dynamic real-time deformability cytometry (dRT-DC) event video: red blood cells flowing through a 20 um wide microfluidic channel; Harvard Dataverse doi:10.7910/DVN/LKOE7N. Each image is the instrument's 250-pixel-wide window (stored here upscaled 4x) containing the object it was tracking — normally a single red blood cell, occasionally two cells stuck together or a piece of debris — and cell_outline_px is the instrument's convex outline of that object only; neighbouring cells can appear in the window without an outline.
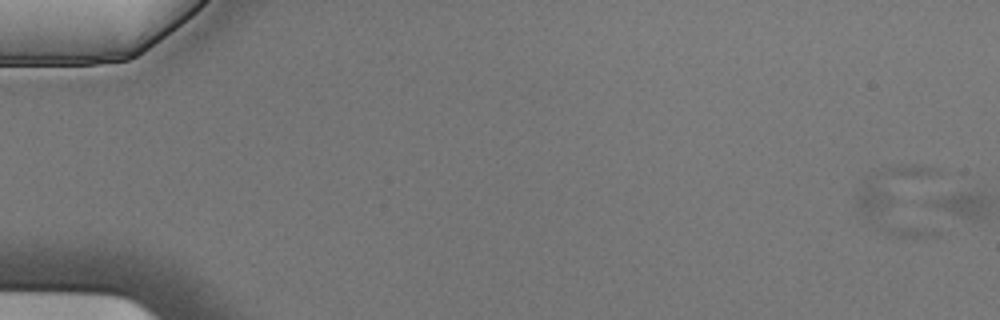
{"species": "Egyptian fruit bat (a non-hibernating species)", "species_latin": "Rousettus aegyptiacus", "temperature_condition": "cold", "stored_images_in_passage": 8, "camera_frame_rate_fps": 3000, "um_per_image_px": 0.085, "animal": {"sex": "male"}, "frame": {"image": 1, "passage_image": 2, "time_ms": 0.333, "image_size_px": [1000, 320], "cell_outline_px": [[936, 236], [900, 236], [876, 228], [856, 204], [852, 196], [864, 176], [888, 168], [908, 164], [912, 164], [932, 168], [936, 172]], "centroid_in_image_um": [76.52, 17.01], "position_along_channel_um": 8.5, "area_um2": 35.03}}